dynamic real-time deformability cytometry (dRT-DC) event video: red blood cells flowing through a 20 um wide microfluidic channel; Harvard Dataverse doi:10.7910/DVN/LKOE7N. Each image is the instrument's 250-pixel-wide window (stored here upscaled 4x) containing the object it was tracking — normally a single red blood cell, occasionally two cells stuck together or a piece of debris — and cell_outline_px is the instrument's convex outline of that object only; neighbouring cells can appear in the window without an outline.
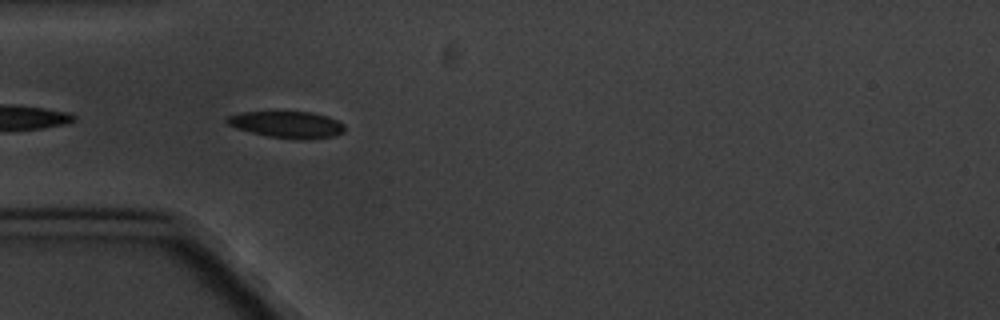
{"species": "common noctule bat (a hibernating species)", "species_latin": "Nyctalus noctula", "temperature_condition": "cold", "stored_images_in_passage": 8, "camera_frame_rate_fps": 3000, "um_per_image_px": 0.085, "animal": {"sex": "male", "body_mass_g": 20.1, "forearm_length_mm": 53.5}, "frame": {"image": 1, "passage_image": 5, "time_ms": 4.667, "image_size_px": [1000, 320], "cell_outline_px": [[344, 132], [336, 136], [312, 140], [300, 140], [268, 136], [236, 128], [228, 124], [224, 120], [228, 116], [240, 112], [312, 112], [328, 116], [344, 124]], "centroid_in_image_um": [24.44, 10.6], "position_along_channel_um": 60.6, "area_um2": 18.44}}